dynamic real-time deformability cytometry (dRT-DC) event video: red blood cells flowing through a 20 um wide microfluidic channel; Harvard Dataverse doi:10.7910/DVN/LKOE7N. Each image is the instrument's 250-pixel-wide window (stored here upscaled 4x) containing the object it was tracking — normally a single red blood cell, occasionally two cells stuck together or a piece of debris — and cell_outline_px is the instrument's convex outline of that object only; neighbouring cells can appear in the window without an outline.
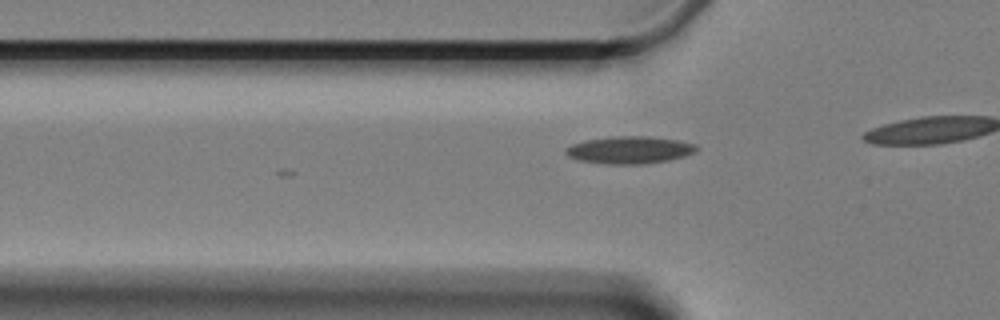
{"species": "Egyptian fruit bat (a non-hibernating species)", "species_latin": "Rousettus aegyptiacus", "temperature_condition": "cold", "stored_images_in_passage": 7, "camera_frame_rate_fps": 3000, "um_per_image_px": 0.085, "animal": {"sex": "female"}, "frame": {"image": 1, "passage_image": 4, "time_ms": 1.0, "image_size_px": [1000, 320], "cell_outline_px": [[700, 148], [696, 152], [684, 156], [668, 160], [644, 164], [604, 164], [576, 160], [568, 156], [564, 152], [564, 148], [572, 144], [584, 140], [608, 136], [648, 136], [676, 140], [696, 144]], "centroid_in_image_um": [53.48, 12.74], "position_along_channel_um": 72.3, "area_um2": 21.15}}
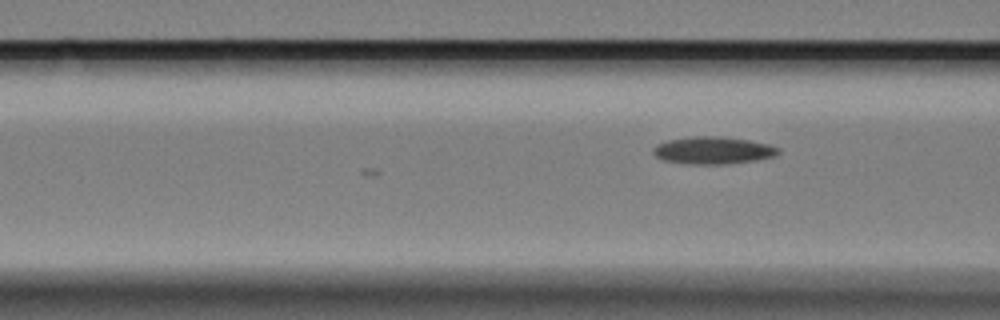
{"frame": {"image": 2, "passage_image": 7, "time_ms": 2.0, "image_size_px": [1000, 320], "cell_outline_px": [[780, 152], [776, 156], [756, 160], [728, 164], [684, 164], [664, 160], [656, 156], [652, 152], [652, 148], [656, 144], [668, 140], [696, 136], [720, 136], [748, 140], [768, 144], [780, 148]], "centroid_in_image_um": [60.61, 12.79], "position_along_channel_um": 106.0, "area_um2": 20.06}}